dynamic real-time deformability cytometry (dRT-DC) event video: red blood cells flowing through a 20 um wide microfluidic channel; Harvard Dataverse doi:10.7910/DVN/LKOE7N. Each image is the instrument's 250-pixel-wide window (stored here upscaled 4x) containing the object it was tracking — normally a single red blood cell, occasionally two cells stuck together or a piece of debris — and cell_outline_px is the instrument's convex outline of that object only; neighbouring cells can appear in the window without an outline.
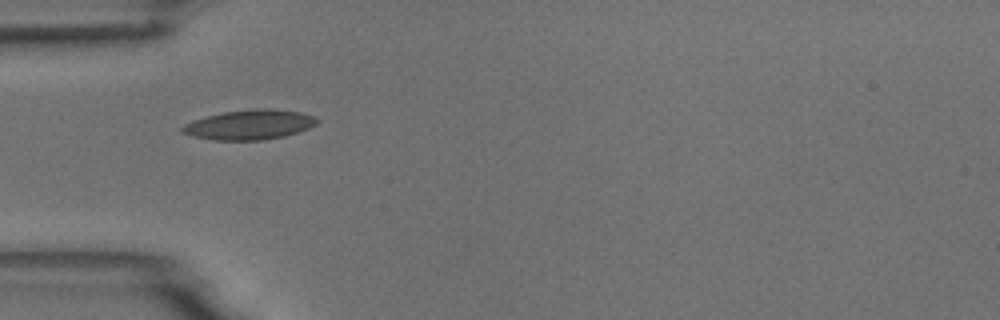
{"species": "common noctule bat (a hibernating species)", "species_latin": "Nyctalus noctula", "temperature_condition": "room temperature", "stored_images_in_passage": 6, "camera_frame_rate_fps": 3000, "um_per_image_px": 0.085, "animal": {"sex": "male", "body_mass_g": 18.8}, "frame": {"image": 1, "passage_image": 5, "time_ms": 5.333, "image_size_px": [1000, 320], "cell_outline_px": [[320, 120], [316, 124], [308, 128], [284, 136], [264, 140], [216, 140], [192, 136], [180, 132], [180, 128], [184, 124], [192, 120], [224, 112], [256, 108], [264, 108], [300, 112], [312, 116]], "centroid_in_image_um": [21.17, 10.6], "position_along_channel_um": 63.8, "area_um2": 23.24}}